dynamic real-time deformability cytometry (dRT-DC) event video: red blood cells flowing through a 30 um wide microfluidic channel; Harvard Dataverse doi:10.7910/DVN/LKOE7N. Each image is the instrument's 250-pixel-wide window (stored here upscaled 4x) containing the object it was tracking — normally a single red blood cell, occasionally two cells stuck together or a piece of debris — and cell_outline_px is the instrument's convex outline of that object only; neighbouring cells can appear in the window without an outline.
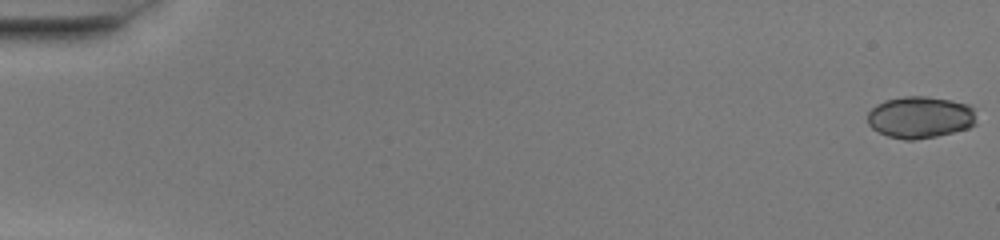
{"species": "common noctule bat (a hibernating species)", "species_latin": "Nyctalus noctula", "temperature_condition": "warm", "stored_images_in_passage": 51, "camera_frame_rate_fps": 3000, "um_per_image_px": 0.085, "animal": {"sex": "female", "body_mass_g": 20.0, "forearm_length_mm": 54.0}, "frame": {"image": 1, "passage_image": 1, "time_ms": 0.0, "image_size_px": [1000, 240], "cell_outline_px": [[976, 124], [968, 128], [936, 136], [912, 140], [904, 140], [888, 136], [872, 128], [868, 124], [868, 112], [876, 104], [884, 100], [904, 96], [924, 96], [952, 100], [968, 104], [972, 108]], "centroid_in_image_um": [78.19, 9.96], "position_along_channel_um": 6.8, "area_um2": 26.47}}
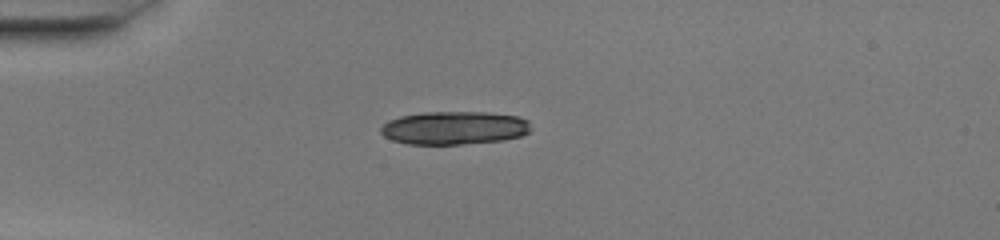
{"frame": {"image": 2, "passage_image": 15, "time_ms": 4.667, "image_size_px": [1000, 240], "cell_outline_px": [[528, 132], [520, 136], [504, 140], [464, 144], [408, 144], [392, 140], [384, 136], [380, 132], [380, 128], [388, 120], [400, 116], [424, 112], [488, 112], [520, 116], [528, 120]], "centroid_in_image_um": [38.59, 10.87], "position_along_channel_um": 46.4, "area_um2": 29.13}}